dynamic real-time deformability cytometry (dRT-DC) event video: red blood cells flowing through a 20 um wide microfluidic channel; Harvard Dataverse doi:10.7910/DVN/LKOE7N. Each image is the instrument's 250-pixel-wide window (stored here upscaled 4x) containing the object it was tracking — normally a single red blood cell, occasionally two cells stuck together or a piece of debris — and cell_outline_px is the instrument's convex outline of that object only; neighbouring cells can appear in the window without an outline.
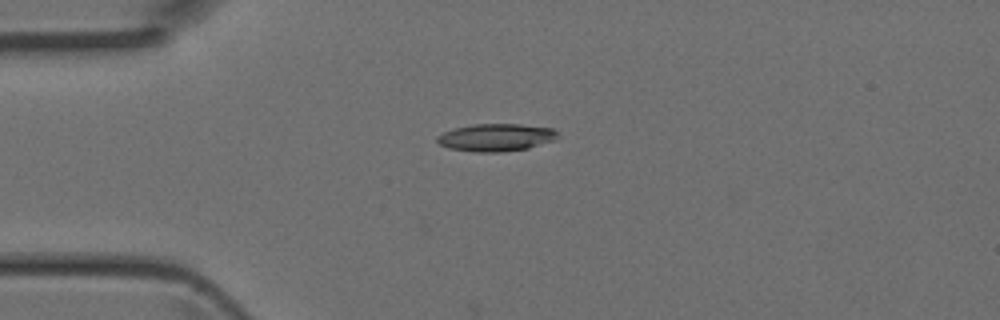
{"species": "Egyptian fruit bat (a non-hibernating species)", "species_latin": "Rousettus aegyptiacus", "temperature_condition": "room temperature", "stored_images_in_passage": 5, "camera_frame_rate_fps": 3000, "um_per_image_px": 0.085, "animal": {"sex": "female"}, "frame": {"image": 1, "passage_image": 4, "time_ms": 1.0, "image_size_px": [1000, 320], "cell_outline_px": [[560, 136], [556, 140], [528, 148], [500, 152], [476, 152], [448, 148], [440, 144], [436, 140], [436, 136], [452, 128], [472, 124], [520, 124], [552, 128]], "centroid_in_image_um": [42.16, 11.68], "position_along_channel_um": 42.8, "area_um2": 19.48}}